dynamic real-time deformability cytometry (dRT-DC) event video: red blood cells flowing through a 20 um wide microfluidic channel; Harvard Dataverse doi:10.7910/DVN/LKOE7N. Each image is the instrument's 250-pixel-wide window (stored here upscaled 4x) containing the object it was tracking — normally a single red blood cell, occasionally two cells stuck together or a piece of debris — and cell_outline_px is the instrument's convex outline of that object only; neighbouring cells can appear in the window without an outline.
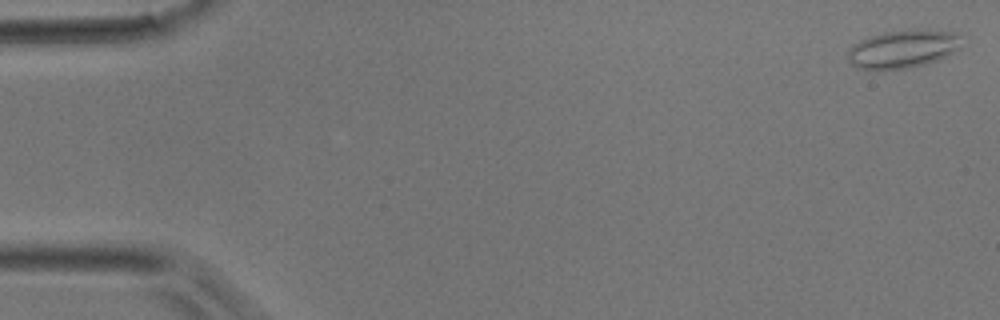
{"species": "common noctule bat (a hibernating species)", "species_latin": "Nyctalus noctula", "temperature_condition": "room temperature", "stored_images_in_passage": 9, "camera_frame_rate_fps": 3000, "um_per_image_px": 0.085, "animal": {"sex": "male", "body_mass_g": 17.9}, "frame": {"image": 1, "passage_image": 1, "time_ms": 0.0, "image_size_px": [1000, 320], "cell_outline_px": [[956, 48], [952, 52], [936, 60], [924, 64], [904, 68], [880, 72], [856, 68], [848, 60], [848, 48], [852, 44], [868, 36], [884, 32], [956, 32]], "centroid_in_image_um": [76.52, 4.24], "position_along_channel_um": 8.5, "area_um2": 24.28}}